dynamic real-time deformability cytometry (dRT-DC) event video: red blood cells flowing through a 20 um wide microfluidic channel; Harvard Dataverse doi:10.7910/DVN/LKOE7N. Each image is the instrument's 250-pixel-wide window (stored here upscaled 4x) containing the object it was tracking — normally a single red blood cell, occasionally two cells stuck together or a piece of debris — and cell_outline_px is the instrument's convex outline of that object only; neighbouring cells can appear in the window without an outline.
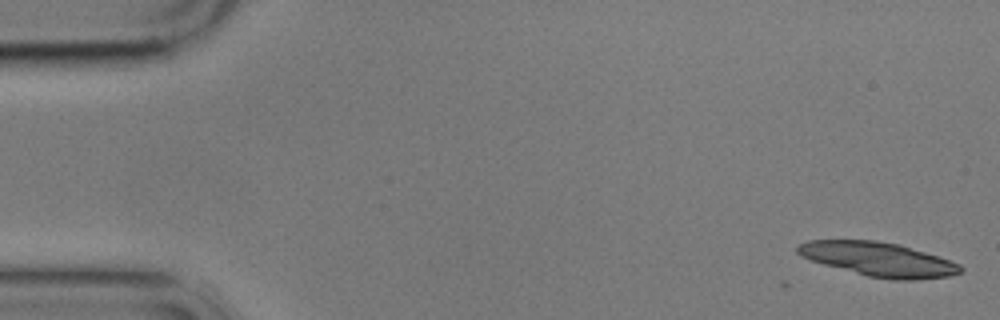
{"species": "common noctule bat (a hibernating species)", "species_latin": "Nyctalus noctula", "temperature_condition": "cold", "stored_images_in_passage": 4, "camera_frame_rate_fps": 3000, "um_per_image_px": 0.085, "animal": {"sex": "male", "body_mass_g": 17.9}, "frame": {"image": 1, "passage_image": 1, "time_ms": 0.0, "image_size_px": [1000, 320], "cell_outline_px": [[964, 272], [948, 276], [916, 280], [892, 280], [868, 276], [824, 264], [800, 256], [796, 252], [796, 248], [800, 244], [808, 240], [872, 240], [900, 244], [960, 264], [964, 268]], "centroid_in_image_um": [74.68, 22.04], "position_along_channel_um": 10.3, "area_um2": 32.14}}